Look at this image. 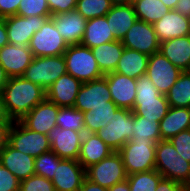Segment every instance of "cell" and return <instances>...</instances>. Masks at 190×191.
<instances>
[{"label":"cell","mask_w":190,"mask_h":191,"mask_svg":"<svg viewBox=\"0 0 190 191\" xmlns=\"http://www.w3.org/2000/svg\"><path fill=\"white\" fill-rule=\"evenodd\" d=\"M109 106L116 105L112 101L107 80L104 76L97 80L83 83L74 103V108L83 113L91 111L92 108Z\"/></svg>","instance_id":"11"},{"label":"cell","mask_w":190,"mask_h":191,"mask_svg":"<svg viewBox=\"0 0 190 191\" xmlns=\"http://www.w3.org/2000/svg\"><path fill=\"white\" fill-rule=\"evenodd\" d=\"M110 31L117 40H122L131 26L138 20L133 4H114L105 15Z\"/></svg>","instance_id":"25"},{"label":"cell","mask_w":190,"mask_h":191,"mask_svg":"<svg viewBox=\"0 0 190 191\" xmlns=\"http://www.w3.org/2000/svg\"><path fill=\"white\" fill-rule=\"evenodd\" d=\"M132 129L134 136L131 140L153 141L154 143H158L161 140L159 122L157 120H149L143 116L134 115Z\"/></svg>","instance_id":"33"},{"label":"cell","mask_w":190,"mask_h":191,"mask_svg":"<svg viewBox=\"0 0 190 191\" xmlns=\"http://www.w3.org/2000/svg\"><path fill=\"white\" fill-rule=\"evenodd\" d=\"M21 0H0V18L17 15Z\"/></svg>","instance_id":"44"},{"label":"cell","mask_w":190,"mask_h":191,"mask_svg":"<svg viewBox=\"0 0 190 191\" xmlns=\"http://www.w3.org/2000/svg\"><path fill=\"white\" fill-rule=\"evenodd\" d=\"M185 72L188 73V74H190V63H189V66L187 67V69H186Z\"/></svg>","instance_id":"55"},{"label":"cell","mask_w":190,"mask_h":191,"mask_svg":"<svg viewBox=\"0 0 190 191\" xmlns=\"http://www.w3.org/2000/svg\"><path fill=\"white\" fill-rule=\"evenodd\" d=\"M63 56L67 73L82 83L97 80L104 76L89 47L81 44L69 45Z\"/></svg>","instance_id":"4"},{"label":"cell","mask_w":190,"mask_h":191,"mask_svg":"<svg viewBox=\"0 0 190 191\" xmlns=\"http://www.w3.org/2000/svg\"><path fill=\"white\" fill-rule=\"evenodd\" d=\"M135 88L136 97L132 109L133 114L160 122L170 108L166 95L160 94L146 75L136 79Z\"/></svg>","instance_id":"2"},{"label":"cell","mask_w":190,"mask_h":191,"mask_svg":"<svg viewBox=\"0 0 190 191\" xmlns=\"http://www.w3.org/2000/svg\"><path fill=\"white\" fill-rule=\"evenodd\" d=\"M51 16L22 17L19 15L3 18L9 44L29 46L30 40Z\"/></svg>","instance_id":"14"},{"label":"cell","mask_w":190,"mask_h":191,"mask_svg":"<svg viewBox=\"0 0 190 191\" xmlns=\"http://www.w3.org/2000/svg\"><path fill=\"white\" fill-rule=\"evenodd\" d=\"M187 186H188V191H190V183H188Z\"/></svg>","instance_id":"57"},{"label":"cell","mask_w":190,"mask_h":191,"mask_svg":"<svg viewBox=\"0 0 190 191\" xmlns=\"http://www.w3.org/2000/svg\"><path fill=\"white\" fill-rule=\"evenodd\" d=\"M68 46L51 17L34 33L29 43V49L34 57L63 55Z\"/></svg>","instance_id":"9"},{"label":"cell","mask_w":190,"mask_h":191,"mask_svg":"<svg viewBox=\"0 0 190 191\" xmlns=\"http://www.w3.org/2000/svg\"><path fill=\"white\" fill-rule=\"evenodd\" d=\"M11 124H0V150L7 143V133Z\"/></svg>","instance_id":"50"},{"label":"cell","mask_w":190,"mask_h":191,"mask_svg":"<svg viewBox=\"0 0 190 191\" xmlns=\"http://www.w3.org/2000/svg\"><path fill=\"white\" fill-rule=\"evenodd\" d=\"M51 15L75 10L77 0H47Z\"/></svg>","instance_id":"43"},{"label":"cell","mask_w":190,"mask_h":191,"mask_svg":"<svg viewBox=\"0 0 190 191\" xmlns=\"http://www.w3.org/2000/svg\"><path fill=\"white\" fill-rule=\"evenodd\" d=\"M79 191H108V189L85 178Z\"/></svg>","instance_id":"46"},{"label":"cell","mask_w":190,"mask_h":191,"mask_svg":"<svg viewBox=\"0 0 190 191\" xmlns=\"http://www.w3.org/2000/svg\"><path fill=\"white\" fill-rule=\"evenodd\" d=\"M19 191H55V189L51 180L42 176L32 175L20 182Z\"/></svg>","instance_id":"40"},{"label":"cell","mask_w":190,"mask_h":191,"mask_svg":"<svg viewBox=\"0 0 190 191\" xmlns=\"http://www.w3.org/2000/svg\"><path fill=\"white\" fill-rule=\"evenodd\" d=\"M35 158L11 147L8 143L0 150V164L20 181L35 175Z\"/></svg>","instance_id":"21"},{"label":"cell","mask_w":190,"mask_h":191,"mask_svg":"<svg viewBox=\"0 0 190 191\" xmlns=\"http://www.w3.org/2000/svg\"><path fill=\"white\" fill-rule=\"evenodd\" d=\"M124 48L121 40L107 42L91 48L98 67L104 75L115 72Z\"/></svg>","instance_id":"30"},{"label":"cell","mask_w":190,"mask_h":191,"mask_svg":"<svg viewBox=\"0 0 190 191\" xmlns=\"http://www.w3.org/2000/svg\"><path fill=\"white\" fill-rule=\"evenodd\" d=\"M33 57L29 46L8 43L0 48V65L9 78L23 76Z\"/></svg>","instance_id":"18"},{"label":"cell","mask_w":190,"mask_h":191,"mask_svg":"<svg viewBox=\"0 0 190 191\" xmlns=\"http://www.w3.org/2000/svg\"><path fill=\"white\" fill-rule=\"evenodd\" d=\"M159 42L190 35L188 17L174 9L153 24Z\"/></svg>","instance_id":"23"},{"label":"cell","mask_w":190,"mask_h":191,"mask_svg":"<svg viewBox=\"0 0 190 191\" xmlns=\"http://www.w3.org/2000/svg\"><path fill=\"white\" fill-rule=\"evenodd\" d=\"M66 62L63 55L33 57L23 77L47 90L60 76L65 75Z\"/></svg>","instance_id":"7"},{"label":"cell","mask_w":190,"mask_h":191,"mask_svg":"<svg viewBox=\"0 0 190 191\" xmlns=\"http://www.w3.org/2000/svg\"><path fill=\"white\" fill-rule=\"evenodd\" d=\"M170 107L190 108V74L183 71L166 94Z\"/></svg>","instance_id":"32"},{"label":"cell","mask_w":190,"mask_h":191,"mask_svg":"<svg viewBox=\"0 0 190 191\" xmlns=\"http://www.w3.org/2000/svg\"><path fill=\"white\" fill-rule=\"evenodd\" d=\"M133 6L137 19L149 24L156 23L171 10L161 0H134Z\"/></svg>","instance_id":"31"},{"label":"cell","mask_w":190,"mask_h":191,"mask_svg":"<svg viewBox=\"0 0 190 191\" xmlns=\"http://www.w3.org/2000/svg\"><path fill=\"white\" fill-rule=\"evenodd\" d=\"M107 80L112 101L118 108L132 110L136 97V78H131L116 72L104 75Z\"/></svg>","instance_id":"19"},{"label":"cell","mask_w":190,"mask_h":191,"mask_svg":"<svg viewBox=\"0 0 190 191\" xmlns=\"http://www.w3.org/2000/svg\"><path fill=\"white\" fill-rule=\"evenodd\" d=\"M178 154L190 162V129L181 131L169 140Z\"/></svg>","instance_id":"41"},{"label":"cell","mask_w":190,"mask_h":191,"mask_svg":"<svg viewBox=\"0 0 190 191\" xmlns=\"http://www.w3.org/2000/svg\"><path fill=\"white\" fill-rule=\"evenodd\" d=\"M123 46L151 56L159 52L160 42L153 24L137 20L121 40Z\"/></svg>","instance_id":"13"},{"label":"cell","mask_w":190,"mask_h":191,"mask_svg":"<svg viewBox=\"0 0 190 191\" xmlns=\"http://www.w3.org/2000/svg\"><path fill=\"white\" fill-rule=\"evenodd\" d=\"M182 72L160 51L149 56L146 76L162 95L168 93Z\"/></svg>","instance_id":"12"},{"label":"cell","mask_w":190,"mask_h":191,"mask_svg":"<svg viewBox=\"0 0 190 191\" xmlns=\"http://www.w3.org/2000/svg\"><path fill=\"white\" fill-rule=\"evenodd\" d=\"M8 35L4 19L0 18V48L8 44Z\"/></svg>","instance_id":"49"},{"label":"cell","mask_w":190,"mask_h":191,"mask_svg":"<svg viewBox=\"0 0 190 191\" xmlns=\"http://www.w3.org/2000/svg\"><path fill=\"white\" fill-rule=\"evenodd\" d=\"M57 126L85 133L84 113L74 107H60L57 115Z\"/></svg>","instance_id":"36"},{"label":"cell","mask_w":190,"mask_h":191,"mask_svg":"<svg viewBox=\"0 0 190 191\" xmlns=\"http://www.w3.org/2000/svg\"><path fill=\"white\" fill-rule=\"evenodd\" d=\"M85 178L86 170L78 160L60 159L51 181L55 191H79Z\"/></svg>","instance_id":"16"},{"label":"cell","mask_w":190,"mask_h":191,"mask_svg":"<svg viewBox=\"0 0 190 191\" xmlns=\"http://www.w3.org/2000/svg\"><path fill=\"white\" fill-rule=\"evenodd\" d=\"M114 151L96 134L84 133L78 161L86 170L104 158L109 157Z\"/></svg>","instance_id":"24"},{"label":"cell","mask_w":190,"mask_h":191,"mask_svg":"<svg viewBox=\"0 0 190 191\" xmlns=\"http://www.w3.org/2000/svg\"><path fill=\"white\" fill-rule=\"evenodd\" d=\"M7 143L14 149L37 158L51 151L49 138L25 127L20 121H13L7 133Z\"/></svg>","instance_id":"6"},{"label":"cell","mask_w":190,"mask_h":191,"mask_svg":"<svg viewBox=\"0 0 190 191\" xmlns=\"http://www.w3.org/2000/svg\"><path fill=\"white\" fill-rule=\"evenodd\" d=\"M108 191H130L127 179L108 188Z\"/></svg>","instance_id":"51"},{"label":"cell","mask_w":190,"mask_h":191,"mask_svg":"<svg viewBox=\"0 0 190 191\" xmlns=\"http://www.w3.org/2000/svg\"><path fill=\"white\" fill-rule=\"evenodd\" d=\"M13 121L9 117L6 107L3 103L2 95H0V124H12Z\"/></svg>","instance_id":"48"},{"label":"cell","mask_w":190,"mask_h":191,"mask_svg":"<svg viewBox=\"0 0 190 191\" xmlns=\"http://www.w3.org/2000/svg\"><path fill=\"white\" fill-rule=\"evenodd\" d=\"M187 17H188L189 27H190V14Z\"/></svg>","instance_id":"56"},{"label":"cell","mask_w":190,"mask_h":191,"mask_svg":"<svg viewBox=\"0 0 190 191\" xmlns=\"http://www.w3.org/2000/svg\"><path fill=\"white\" fill-rule=\"evenodd\" d=\"M149 56L137 50L124 48L115 72L131 78L146 75Z\"/></svg>","instance_id":"29"},{"label":"cell","mask_w":190,"mask_h":191,"mask_svg":"<svg viewBox=\"0 0 190 191\" xmlns=\"http://www.w3.org/2000/svg\"><path fill=\"white\" fill-rule=\"evenodd\" d=\"M156 191H188V186L185 183L162 178L157 185Z\"/></svg>","instance_id":"45"},{"label":"cell","mask_w":190,"mask_h":191,"mask_svg":"<svg viewBox=\"0 0 190 191\" xmlns=\"http://www.w3.org/2000/svg\"><path fill=\"white\" fill-rule=\"evenodd\" d=\"M20 180L0 164V191H19Z\"/></svg>","instance_id":"42"},{"label":"cell","mask_w":190,"mask_h":191,"mask_svg":"<svg viewBox=\"0 0 190 191\" xmlns=\"http://www.w3.org/2000/svg\"><path fill=\"white\" fill-rule=\"evenodd\" d=\"M17 15L22 17L52 16L47 0H21Z\"/></svg>","instance_id":"39"},{"label":"cell","mask_w":190,"mask_h":191,"mask_svg":"<svg viewBox=\"0 0 190 191\" xmlns=\"http://www.w3.org/2000/svg\"><path fill=\"white\" fill-rule=\"evenodd\" d=\"M159 129L161 140H170L181 131L190 129V108L170 107L160 120Z\"/></svg>","instance_id":"26"},{"label":"cell","mask_w":190,"mask_h":191,"mask_svg":"<svg viewBox=\"0 0 190 191\" xmlns=\"http://www.w3.org/2000/svg\"><path fill=\"white\" fill-rule=\"evenodd\" d=\"M86 178L107 189L125 181L127 174L121 155L113 152L109 157L91 165L86 169Z\"/></svg>","instance_id":"10"},{"label":"cell","mask_w":190,"mask_h":191,"mask_svg":"<svg viewBox=\"0 0 190 191\" xmlns=\"http://www.w3.org/2000/svg\"><path fill=\"white\" fill-rule=\"evenodd\" d=\"M1 95L9 117L12 121H20L46 99V90L23 76L11 77Z\"/></svg>","instance_id":"1"},{"label":"cell","mask_w":190,"mask_h":191,"mask_svg":"<svg viewBox=\"0 0 190 191\" xmlns=\"http://www.w3.org/2000/svg\"><path fill=\"white\" fill-rule=\"evenodd\" d=\"M106 16L87 20L85 32L81 45L93 48L107 42H113L115 35L110 31Z\"/></svg>","instance_id":"28"},{"label":"cell","mask_w":190,"mask_h":191,"mask_svg":"<svg viewBox=\"0 0 190 191\" xmlns=\"http://www.w3.org/2000/svg\"><path fill=\"white\" fill-rule=\"evenodd\" d=\"M84 133L56 126L47 134L51 151L61 159L78 160Z\"/></svg>","instance_id":"15"},{"label":"cell","mask_w":190,"mask_h":191,"mask_svg":"<svg viewBox=\"0 0 190 191\" xmlns=\"http://www.w3.org/2000/svg\"><path fill=\"white\" fill-rule=\"evenodd\" d=\"M174 10L182 15L188 16L190 14V0H178Z\"/></svg>","instance_id":"47"},{"label":"cell","mask_w":190,"mask_h":191,"mask_svg":"<svg viewBox=\"0 0 190 191\" xmlns=\"http://www.w3.org/2000/svg\"><path fill=\"white\" fill-rule=\"evenodd\" d=\"M8 75L6 74L4 68L0 65V95L2 94L3 88L8 82Z\"/></svg>","instance_id":"52"},{"label":"cell","mask_w":190,"mask_h":191,"mask_svg":"<svg viewBox=\"0 0 190 191\" xmlns=\"http://www.w3.org/2000/svg\"><path fill=\"white\" fill-rule=\"evenodd\" d=\"M113 4H133L134 0H111Z\"/></svg>","instance_id":"54"},{"label":"cell","mask_w":190,"mask_h":191,"mask_svg":"<svg viewBox=\"0 0 190 191\" xmlns=\"http://www.w3.org/2000/svg\"><path fill=\"white\" fill-rule=\"evenodd\" d=\"M159 51L181 71H186L190 63V35L161 42Z\"/></svg>","instance_id":"27"},{"label":"cell","mask_w":190,"mask_h":191,"mask_svg":"<svg viewBox=\"0 0 190 191\" xmlns=\"http://www.w3.org/2000/svg\"><path fill=\"white\" fill-rule=\"evenodd\" d=\"M60 157H58L53 151H49L41 154L35 158V175L45 177L52 180L56 170V166L60 164Z\"/></svg>","instance_id":"38"},{"label":"cell","mask_w":190,"mask_h":191,"mask_svg":"<svg viewBox=\"0 0 190 191\" xmlns=\"http://www.w3.org/2000/svg\"><path fill=\"white\" fill-rule=\"evenodd\" d=\"M61 37L68 45L80 44L87 20L76 10L51 16Z\"/></svg>","instance_id":"20"},{"label":"cell","mask_w":190,"mask_h":191,"mask_svg":"<svg viewBox=\"0 0 190 191\" xmlns=\"http://www.w3.org/2000/svg\"><path fill=\"white\" fill-rule=\"evenodd\" d=\"M113 5L111 0H77L75 10L89 20L105 16Z\"/></svg>","instance_id":"37"},{"label":"cell","mask_w":190,"mask_h":191,"mask_svg":"<svg viewBox=\"0 0 190 191\" xmlns=\"http://www.w3.org/2000/svg\"><path fill=\"white\" fill-rule=\"evenodd\" d=\"M60 107L45 99L28 112L20 122L28 129L47 135L57 126V115Z\"/></svg>","instance_id":"17"},{"label":"cell","mask_w":190,"mask_h":191,"mask_svg":"<svg viewBox=\"0 0 190 191\" xmlns=\"http://www.w3.org/2000/svg\"><path fill=\"white\" fill-rule=\"evenodd\" d=\"M117 106L92 108L84 113V129L86 133H97L104 128L113 118Z\"/></svg>","instance_id":"34"},{"label":"cell","mask_w":190,"mask_h":191,"mask_svg":"<svg viewBox=\"0 0 190 191\" xmlns=\"http://www.w3.org/2000/svg\"><path fill=\"white\" fill-rule=\"evenodd\" d=\"M162 178L156 169L127 175L130 191H156Z\"/></svg>","instance_id":"35"},{"label":"cell","mask_w":190,"mask_h":191,"mask_svg":"<svg viewBox=\"0 0 190 191\" xmlns=\"http://www.w3.org/2000/svg\"><path fill=\"white\" fill-rule=\"evenodd\" d=\"M82 82L66 73L60 76L47 90L46 99L59 107H74Z\"/></svg>","instance_id":"22"},{"label":"cell","mask_w":190,"mask_h":191,"mask_svg":"<svg viewBox=\"0 0 190 191\" xmlns=\"http://www.w3.org/2000/svg\"><path fill=\"white\" fill-rule=\"evenodd\" d=\"M155 169L163 178L190 183V162L178 154L169 140H160L156 145Z\"/></svg>","instance_id":"3"},{"label":"cell","mask_w":190,"mask_h":191,"mask_svg":"<svg viewBox=\"0 0 190 191\" xmlns=\"http://www.w3.org/2000/svg\"><path fill=\"white\" fill-rule=\"evenodd\" d=\"M156 145L153 141L129 140L118 151L127 175L155 169Z\"/></svg>","instance_id":"5"},{"label":"cell","mask_w":190,"mask_h":191,"mask_svg":"<svg viewBox=\"0 0 190 191\" xmlns=\"http://www.w3.org/2000/svg\"><path fill=\"white\" fill-rule=\"evenodd\" d=\"M163 4L169 9H174L178 0H161Z\"/></svg>","instance_id":"53"},{"label":"cell","mask_w":190,"mask_h":191,"mask_svg":"<svg viewBox=\"0 0 190 191\" xmlns=\"http://www.w3.org/2000/svg\"><path fill=\"white\" fill-rule=\"evenodd\" d=\"M132 110L118 108L110 122L96 134L114 151L118 152L134 136Z\"/></svg>","instance_id":"8"}]
</instances>
